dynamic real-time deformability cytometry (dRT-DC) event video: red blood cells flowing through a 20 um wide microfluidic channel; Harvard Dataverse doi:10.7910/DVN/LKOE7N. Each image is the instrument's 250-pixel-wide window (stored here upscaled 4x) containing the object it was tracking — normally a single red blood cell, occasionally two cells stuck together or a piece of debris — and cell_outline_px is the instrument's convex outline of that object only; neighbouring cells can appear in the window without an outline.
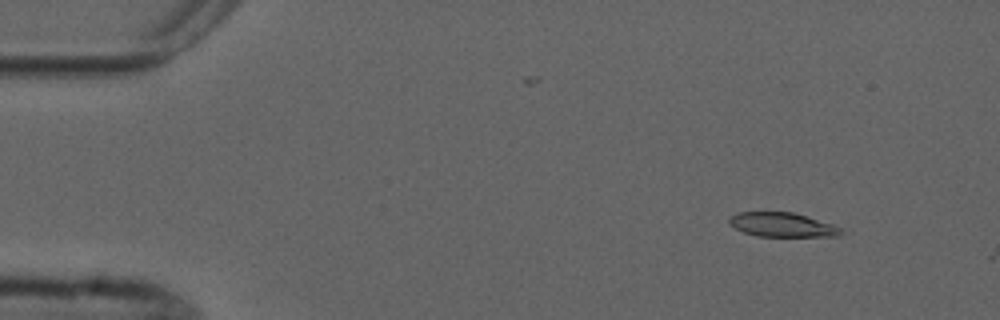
{"species": "common noctule bat (a hibernating species)", "species_latin": "Nyctalus noctula", "temperature_condition": "cold", "stored_images_in_passage": 3, "camera_frame_rate_fps": 3000, "um_per_image_px": 0.085, "animal": {"sex": "male", "forearm_length_mm": 52.5}, "frame": {"image": 1, "passage_image": 1, "time_ms": 0.0, "image_size_px": [1000, 320], "cell_outline_px": [[844, 232], [836, 236], [756, 236], [744, 232], [728, 224], [728, 216], [736, 212], [792, 212], [832, 224], [840, 228]], "centroid_in_image_um": [66.42, 19.1], "position_along_channel_um": 18.6, "area_um2": 15.72}}
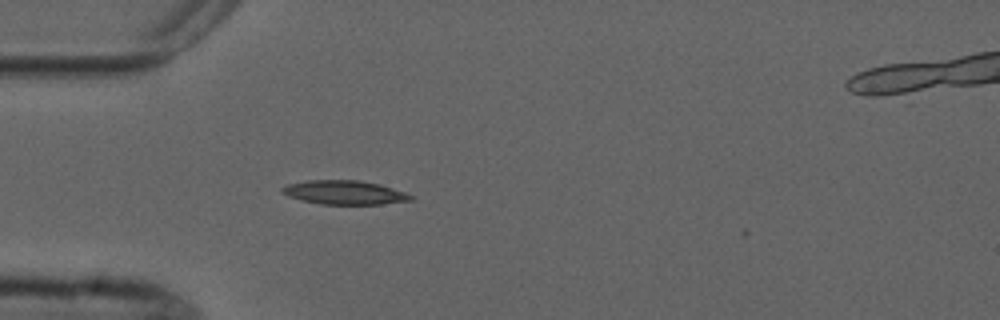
{"frame": {"image": 2, "passage_image": 3, "time_ms": 3.333, "image_size_px": [1000, 320], "cell_outline_px": [[416, 196], [412, 200], [380, 204], [320, 204], [300, 200], [288, 196], [280, 192], [280, 188], [288, 184], [308, 180], [360, 180], [380, 184]], "centroid_in_image_um": [29.26, 16.36], "position_along_channel_um": 55.7, "area_um2": 18.03}}